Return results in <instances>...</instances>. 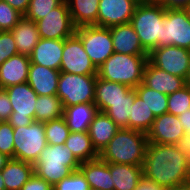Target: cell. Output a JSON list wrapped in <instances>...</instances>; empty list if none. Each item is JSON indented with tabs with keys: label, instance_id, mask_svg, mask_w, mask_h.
Here are the masks:
<instances>
[{
	"label": "cell",
	"instance_id": "6da1fadb",
	"mask_svg": "<svg viewBox=\"0 0 190 190\" xmlns=\"http://www.w3.org/2000/svg\"><path fill=\"white\" fill-rule=\"evenodd\" d=\"M143 176L164 189L190 181V162L176 145L148 142Z\"/></svg>",
	"mask_w": 190,
	"mask_h": 190
},
{
	"label": "cell",
	"instance_id": "7a4b0ae2",
	"mask_svg": "<svg viewBox=\"0 0 190 190\" xmlns=\"http://www.w3.org/2000/svg\"><path fill=\"white\" fill-rule=\"evenodd\" d=\"M147 144L146 133L120 128L99 157L106 163L143 166Z\"/></svg>",
	"mask_w": 190,
	"mask_h": 190
},
{
	"label": "cell",
	"instance_id": "3957f363",
	"mask_svg": "<svg viewBox=\"0 0 190 190\" xmlns=\"http://www.w3.org/2000/svg\"><path fill=\"white\" fill-rule=\"evenodd\" d=\"M147 62L148 55H128L114 52L97 68V77L135 89L143 82Z\"/></svg>",
	"mask_w": 190,
	"mask_h": 190
},
{
	"label": "cell",
	"instance_id": "277c9868",
	"mask_svg": "<svg viewBox=\"0 0 190 190\" xmlns=\"http://www.w3.org/2000/svg\"><path fill=\"white\" fill-rule=\"evenodd\" d=\"M81 162L64 144L46 145L34 164V172L54 186L62 178L78 170Z\"/></svg>",
	"mask_w": 190,
	"mask_h": 190
},
{
	"label": "cell",
	"instance_id": "5b68a950",
	"mask_svg": "<svg viewBox=\"0 0 190 190\" xmlns=\"http://www.w3.org/2000/svg\"><path fill=\"white\" fill-rule=\"evenodd\" d=\"M165 10L161 4L139 3L131 18L130 24L148 54L156 47H162Z\"/></svg>",
	"mask_w": 190,
	"mask_h": 190
},
{
	"label": "cell",
	"instance_id": "8992f818",
	"mask_svg": "<svg viewBox=\"0 0 190 190\" xmlns=\"http://www.w3.org/2000/svg\"><path fill=\"white\" fill-rule=\"evenodd\" d=\"M97 75H80L60 72L57 97L63 109L79 103H94Z\"/></svg>",
	"mask_w": 190,
	"mask_h": 190
},
{
	"label": "cell",
	"instance_id": "52a82bcc",
	"mask_svg": "<svg viewBox=\"0 0 190 190\" xmlns=\"http://www.w3.org/2000/svg\"><path fill=\"white\" fill-rule=\"evenodd\" d=\"M14 159L35 164L46 147L44 122L33 121L29 126L13 127Z\"/></svg>",
	"mask_w": 190,
	"mask_h": 190
},
{
	"label": "cell",
	"instance_id": "ba28073f",
	"mask_svg": "<svg viewBox=\"0 0 190 190\" xmlns=\"http://www.w3.org/2000/svg\"><path fill=\"white\" fill-rule=\"evenodd\" d=\"M75 35L81 40L85 52L96 68L114 53L110 27L81 26L76 28Z\"/></svg>",
	"mask_w": 190,
	"mask_h": 190
},
{
	"label": "cell",
	"instance_id": "9c48e42d",
	"mask_svg": "<svg viewBox=\"0 0 190 190\" xmlns=\"http://www.w3.org/2000/svg\"><path fill=\"white\" fill-rule=\"evenodd\" d=\"M12 105L8 122L13 127L29 126L35 117L37 93L25 82L5 88Z\"/></svg>",
	"mask_w": 190,
	"mask_h": 190
},
{
	"label": "cell",
	"instance_id": "30bf717a",
	"mask_svg": "<svg viewBox=\"0 0 190 190\" xmlns=\"http://www.w3.org/2000/svg\"><path fill=\"white\" fill-rule=\"evenodd\" d=\"M171 45L190 50V18L186 9L165 10L162 47Z\"/></svg>",
	"mask_w": 190,
	"mask_h": 190
},
{
	"label": "cell",
	"instance_id": "8fae6325",
	"mask_svg": "<svg viewBox=\"0 0 190 190\" xmlns=\"http://www.w3.org/2000/svg\"><path fill=\"white\" fill-rule=\"evenodd\" d=\"M148 61L157 68L186 79L190 50L177 46L156 47L148 54Z\"/></svg>",
	"mask_w": 190,
	"mask_h": 190
},
{
	"label": "cell",
	"instance_id": "7c38bea8",
	"mask_svg": "<svg viewBox=\"0 0 190 190\" xmlns=\"http://www.w3.org/2000/svg\"><path fill=\"white\" fill-rule=\"evenodd\" d=\"M36 24L40 37L45 39L64 40L73 36L76 31L66 0Z\"/></svg>",
	"mask_w": 190,
	"mask_h": 190
},
{
	"label": "cell",
	"instance_id": "4fadbf2b",
	"mask_svg": "<svg viewBox=\"0 0 190 190\" xmlns=\"http://www.w3.org/2000/svg\"><path fill=\"white\" fill-rule=\"evenodd\" d=\"M60 72L97 75V68L91 62L81 40L75 34L63 40Z\"/></svg>",
	"mask_w": 190,
	"mask_h": 190
},
{
	"label": "cell",
	"instance_id": "5bb4252c",
	"mask_svg": "<svg viewBox=\"0 0 190 190\" xmlns=\"http://www.w3.org/2000/svg\"><path fill=\"white\" fill-rule=\"evenodd\" d=\"M138 0H100L98 26L111 27L130 23Z\"/></svg>",
	"mask_w": 190,
	"mask_h": 190
},
{
	"label": "cell",
	"instance_id": "9a60e30c",
	"mask_svg": "<svg viewBox=\"0 0 190 190\" xmlns=\"http://www.w3.org/2000/svg\"><path fill=\"white\" fill-rule=\"evenodd\" d=\"M185 134L178 116L164 113L157 116L147 132L148 142L175 145Z\"/></svg>",
	"mask_w": 190,
	"mask_h": 190
},
{
	"label": "cell",
	"instance_id": "2e32d148",
	"mask_svg": "<svg viewBox=\"0 0 190 190\" xmlns=\"http://www.w3.org/2000/svg\"><path fill=\"white\" fill-rule=\"evenodd\" d=\"M142 83L153 90L169 95L184 87L185 79L163 71L148 61Z\"/></svg>",
	"mask_w": 190,
	"mask_h": 190
},
{
	"label": "cell",
	"instance_id": "e0dca14e",
	"mask_svg": "<svg viewBox=\"0 0 190 190\" xmlns=\"http://www.w3.org/2000/svg\"><path fill=\"white\" fill-rule=\"evenodd\" d=\"M30 64V56L23 54H16L3 62L0 65V88L27 82Z\"/></svg>",
	"mask_w": 190,
	"mask_h": 190
},
{
	"label": "cell",
	"instance_id": "ac0fdd59",
	"mask_svg": "<svg viewBox=\"0 0 190 190\" xmlns=\"http://www.w3.org/2000/svg\"><path fill=\"white\" fill-rule=\"evenodd\" d=\"M114 52L128 55H148L130 23L110 27Z\"/></svg>",
	"mask_w": 190,
	"mask_h": 190
},
{
	"label": "cell",
	"instance_id": "d6986e66",
	"mask_svg": "<svg viewBox=\"0 0 190 190\" xmlns=\"http://www.w3.org/2000/svg\"><path fill=\"white\" fill-rule=\"evenodd\" d=\"M63 40L40 38L30 55V61L54 70H60Z\"/></svg>",
	"mask_w": 190,
	"mask_h": 190
},
{
	"label": "cell",
	"instance_id": "ffe728a7",
	"mask_svg": "<svg viewBox=\"0 0 190 190\" xmlns=\"http://www.w3.org/2000/svg\"><path fill=\"white\" fill-rule=\"evenodd\" d=\"M60 70L30 64L27 83L38 96L57 95Z\"/></svg>",
	"mask_w": 190,
	"mask_h": 190
},
{
	"label": "cell",
	"instance_id": "44dd1931",
	"mask_svg": "<svg viewBox=\"0 0 190 190\" xmlns=\"http://www.w3.org/2000/svg\"><path fill=\"white\" fill-rule=\"evenodd\" d=\"M120 127L105 112L98 111L89 127L93 147L100 152L108 145Z\"/></svg>",
	"mask_w": 190,
	"mask_h": 190
},
{
	"label": "cell",
	"instance_id": "7402d4cb",
	"mask_svg": "<svg viewBox=\"0 0 190 190\" xmlns=\"http://www.w3.org/2000/svg\"><path fill=\"white\" fill-rule=\"evenodd\" d=\"M79 169L84 174L90 188L114 190L110 174V163H106L99 157L94 160L81 162Z\"/></svg>",
	"mask_w": 190,
	"mask_h": 190
},
{
	"label": "cell",
	"instance_id": "603a6c76",
	"mask_svg": "<svg viewBox=\"0 0 190 190\" xmlns=\"http://www.w3.org/2000/svg\"><path fill=\"white\" fill-rule=\"evenodd\" d=\"M97 112L98 109L95 103H79L65 107L63 117L70 132H88Z\"/></svg>",
	"mask_w": 190,
	"mask_h": 190
},
{
	"label": "cell",
	"instance_id": "cb8c5ba5",
	"mask_svg": "<svg viewBox=\"0 0 190 190\" xmlns=\"http://www.w3.org/2000/svg\"><path fill=\"white\" fill-rule=\"evenodd\" d=\"M13 35L18 54L30 56L39 42L40 34L34 21L23 17L10 31Z\"/></svg>",
	"mask_w": 190,
	"mask_h": 190
},
{
	"label": "cell",
	"instance_id": "d4e9b609",
	"mask_svg": "<svg viewBox=\"0 0 190 190\" xmlns=\"http://www.w3.org/2000/svg\"><path fill=\"white\" fill-rule=\"evenodd\" d=\"M34 173V165L10 158L1 170L6 190H20Z\"/></svg>",
	"mask_w": 190,
	"mask_h": 190
},
{
	"label": "cell",
	"instance_id": "484cf974",
	"mask_svg": "<svg viewBox=\"0 0 190 190\" xmlns=\"http://www.w3.org/2000/svg\"><path fill=\"white\" fill-rule=\"evenodd\" d=\"M110 174L114 190H135L144 178L142 166L110 163Z\"/></svg>",
	"mask_w": 190,
	"mask_h": 190
},
{
	"label": "cell",
	"instance_id": "4316f807",
	"mask_svg": "<svg viewBox=\"0 0 190 190\" xmlns=\"http://www.w3.org/2000/svg\"><path fill=\"white\" fill-rule=\"evenodd\" d=\"M131 88L118 82H110L99 77L96 78L95 100L98 111L105 112L110 103L123 98Z\"/></svg>",
	"mask_w": 190,
	"mask_h": 190
},
{
	"label": "cell",
	"instance_id": "83f0119b",
	"mask_svg": "<svg viewBox=\"0 0 190 190\" xmlns=\"http://www.w3.org/2000/svg\"><path fill=\"white\" fill-rule=\"evenodd\" d=\"M74 26H98V9L100 0H66Z\"/></svg>",
	"mask_w": 190,
	"mask_h": 190
},
{
	"label": "cell",
	"instance_id": "f1b7e54d",
	"mask_svg": "<svg viewBox=\"0 0 190 190\" xmlns=\"http://www.w3.org/2000/svg\"><path fill=\"white\" fill-rule=\"evenodd\" d=\"M64 145L71 150L80 162L99 158V153L93 147L88 132H70Z\"/></svg>",
	"mask_w": 190,
	"mask_h": 190
},
{
	"label": "cell",
	"instance_id": "f546056e",
	"mask_svg": "<svg viewBox=\"0 0 190 190\" xmlns=\"http://www.w3.org/2000/svg\"><path fill=\"white\" fill-rule=\"evenodd\" d=\"M130 107L131 111L128 120V129L142 131L147 134L156 118L152 110L148 108L138 95L135 96L134 102Z\"/></svg>",
	"mask_w": 190,
	"mask_h": 190
},
{
	"label": "cell",
	"instance_id": "4dcf8cb0",
	"mask_svg": "<svg viewBox=\"0 0 190 190\" xmlns=\"http://www.w3.org/2000/svg\"><path fill=\"white\" fill-rule=\"evenodd\" d=\"M62 102L57 95L38 96L34 121L47 122L63 116Z\"/></svg>",
	"mask_w": 190,
	"mask_h": 190
},
{
	"label": "cell",
	"instance_id": "1f68e13d",
	"mask_svg": "<svg viewBox=\"0 0 190 190\" xmlns=\"http://www.w3.org/2000/svg\"><path fill=\"white\" fill-rule=\"evenodd\" d=\"M137 95L135 89H130L123 98L110 103V107L105 111L120 128H128V120L130 117L131 104Z\"/></svg>",
	"mask_w": 190,
	"mask_h": 190
},
{
	"label": "cell",
	"instance_id": "d6a6232c",
	"mask_svg": "<svg viewBox=\"0 0 190 190\" xmlns=\"http://www.w3.org/2000/svg\"><path fill=\"white\" fill-rule=\"evenodd\" d=\"M135 91L137 95L145 102L150 110H152L155 117L167 113L168 95L153 90L143 83H140Z\"/></svg>",
	"mask_w": 190,
	"mask_h": 190
},
{
	"label": "cell",
	"instance_id": "836d02e7",
	"mask_svg": "<svg viewBox=\"0 0 190 190\" xmlns=\"http://www.w3.org/2000/svg\"><path fill=\"white\" fill-rule=\"evenodd\" d=\"M45 137L48 145L64 144L70 134L63 116L44 122Z\"/></svg>",
	"mask_w": 190,
	"mask_h": 190
},
{
	"label": "cell",
	"instance_id": "e575fe53",
	"mask_svg": "<svg viewBox=\"0 0 190 190\" xmlns=\"http://www.w3.org/2000/svg\"><path fill=\"white\" fill-rule=\"evenodd\" d=\"M65 0H30L24 17L34 21L43 19L54 8L60 6Z\"/></svg>",
	"mask_w": 190,
	"mask_h": 190
},
{
	"label": "cell",
	"instance_id": "d590c367",
	"mask_svg": "<svg viewBox=\"0 0 190 190\" xmlns=\"http://www.w3.org/2000/svg\"><path fill=\"white\" fill-rule=\"evenodd\" d=\"M167 113L179 116L190 109V88L182 87L180 90L168 95Z\"/></svg>",
	"mask_w": 190,
	"mask_h": 190
},
{
	"label": "cell",
	"instance_id": "8d00e7d4",
	"mask_svg": "<svg viewBox=\"0 0 190 190\" xmlns=\"http://www.w3.org/2000/svg\"><path fill=\"white\" fill-rule=\"evenodd\" d=\"M89 183L80 169L62 178L53 186V190H89Z\"/></svg>",
	"mask_w": 190,
	"mask_h": 190
},
{
	"label": "cell",
	"instance_id": "74e56055",
	"mask_svg": "<svg viewBox=\"0 0 190 190\" xmlns=\"http://www.w3.org/2000/svg\"><path fill=\"white\" fill-rule=\"evenodd\" d=\"M24 16L0 0V31H11Z\"/></svg>",
	"mask_w": 190,
	"mask_h": 190
},
{
	"label": "cell",
	"instance_id": "f35d334b",
	"mask_svg": "<svg viewBox=\"0 0 190 190\" xmlns=\"http://www.w3.org/2000/svg\"><path fill=\"white\" fill-rule=\"evenodd\" d=\"M13 126L8 121L0 122V152L14 158Z\"/></svg>",
	"mask_w": 190,
	"mask_h": 190
},
{
	"label": "cell",
	"instance_id": "ab89813d",
	"mask_svg": "<svg viewBox=\"0 0 190 190\" xmlns=\"http://www.w3.org/2000/svg\"><path fill=\"white\" fill-rule=\"evenodd\" d=\"M16 54H18V50L12 33L0 31V65Z\"/></svg>",
	"mask_w": 190,
	"mask_h": 190
},
{
	"label": "cell",
	"instance_id": "60d3db41",
	"mask_svg": "<svg viewBox=\"0 0 190 190\" xmlns=\"http://www.w3.org/2000/svg\"><path fill=\"white\" fill-rule=\"evenodd\" d=\"M20 190H53V186L34 172Z\"/></svg>",
	"mask_w": 190,
	"mask_h": 190
},
{
	"label": "cell",
	"instance_id": "b9f144b4",
	"mask_svg": "<svg viewBox=\"0 0 190 190\" xmlns=\"http://www.w3.org/2000/svg\"><path fill=\"white\" fill-rule=\"evenodd\" d=\"M12 105L4 88H0V122L8 121L10 119Z\"/></svg>",
	"mask_w": 190,
	"mask_h": 190
},
{
	"label": "cell",
	"instance_id": "7bdbcfd3",
	"mask_svg": "<svg viewBox=\"0 0 190 190\" xmlns=\"http://www.w3.org/2000/svg\"><path fill=\"white\" fill-rule=\"evenodd\" d=\"M179 151L186 157L190 162V133H185L181 139L175 144Z\"/></svg>",
	"mask_w": 190,
	"mask_h": 190
},
{
	"label": "cell",
	"instance_id": "ee69618b",
	"mask_svg": "<svg viewBox=\"0 0 190 190\" xmlns=\"http://www.w3.org/2000/svg\"><path fill=\"white\" fill-rule=\"evenodd\" d=\"M189 3L190 0H163L161 5L165 9H185Z\"/></svg>",
	"mask_w": 190,
	"mask_h": 190
},
{
	"label": "cell",
	"instance_id": "f6af8a7d",
	"mask_svg": "<svg viewBox=\"0 0 190 190\" xmlns=\"http://www.w3.org/2000/svg\"><path fill=\"white\" fill-rule=\"evenodd\" d=\"M4 1L8 3L13 9L21 13L23 16L26 14L30 2V0H4Z\"/></svg>",
	"mask_w": 190,
	"mask_h": 190
},
{
	"label": "cell",
	"instance_id": "bcb514c9",
	"mask_svg": "<svg viewBox=\"0 0 190 190\" xmlns=\"http://www.w3.org/2000/svg\"><path fill=\"white\" fill-rule=\"evenodd\" d=\"M135 190H165L164 188L157 186L155 183L143 178Z\"/></svg>",
	"mask_w": 190,
	"mask_h": 190
},
{
	"label": "cell",
	"instance_id": "7dc6e473",
	"mask_svg": "<svg viewBox=\"0 0 190 190\" xmlns=\"http://www.w3.org/2000/svg\"><path fill=\"white\" fill-rule=\"evenodd\" d=\"M185 133H190V109L178 116Z\"/></svg>",
	"mask_w": 190,
	"mask_h": 190
},
{
	"label": "cell",
	"instance_id": "c3c4849f",
	"mask_svg": "<svg viewBox=\"0 0 190 190\" xmlns=\"http://www.w3.org/2000/svg\"><path fill=\"white\" fill-rule=\"evenodd\" d=\"M165 190H190V181L182 184L174 185L172 187L166 188Z\"/></svg>",
	"mask_w": 190,
	"mask_h": 190
},
{
	"label": "cell",
	"instance_id": "681fc988",
	"mask_svg": "<svg viewBox=\"0 0 190 190\" xmlns=\"http://www.w3.org/2000/svg\"><path fill=\"white\" fill-rule=\"evenodd\" d=\"M10 157L0 152V171L5 167Z\"/></svg>",
	"mask_w": 190,
	"mask_h": 190
},
{
	"label": "cell",
	"instance_id": "f907efd6",
	"mask_svg": "<svg viewBox=\"0 0 190 190\" xmlns=\"http://www.w3.org/2000/svg\"><path fill=\"white\" fill-rule=\"evenodd\" d=\"M139 3H144V4H161L163 0H138Z\"/></svg>",
	"mask_w": 190,
	"mask_h": 190
},
{
	"label": "cell",
	"instance_id": "816d5d0a",
	"mask_svg": "<svg viewBox=\"0 0 190 190\" xmlns=\"http://www.w3.org/2000/svg\"><path fill=\"white\" fill-rule=\"evenodd\" d=\"M185 85L190 88V63H189V71H188L187 77L185 79Z\"/></svg>",
	"mask_w": 190,
	"mask_h": 190
},
{
	"label": "cell",
	"instance_id": "f5cc1de1",
	"mask_svg": "<svg viewBox=\"0 0 190 190\" xmlns=\"http://www.w3.org/2000/svg\"><path fill=\"white\" fill-rule=\"evenodd\" d=\"M0 190H6L1 171H0Z\"/></svg>",
	"mask_w": 190,
	"mask_h": 190
},
{
	"label": "cell",
	"instance_id": "db71d44e",
	"mask_svg": "<svg viewBox=\"0 0 190 190\" xmlns=\"http://www.w3.org/2000/svg\"><path fill=\"white\" fill-rule=\"evenodd\" d=\"M189 14V18H190V3L188 4V6L185 8Z\"/></svg>",
	"mask_w": 190,
	"mask_h": 190
},
{
	"label": "cell",
	"instance_id": "11a10c76",
	"mask_svg": "<svg viewBox=\"0 0 190 190\" xmlns=\"http://www.w3.org/2000/svg\"><path fill=\"white\" fill-rule=\"evenodd\" d=\"M89 190H101V189H96V188H90Z\"/></svg>",
	"mask_w": 190,
	"mask_h": 190
}]
</instances>
